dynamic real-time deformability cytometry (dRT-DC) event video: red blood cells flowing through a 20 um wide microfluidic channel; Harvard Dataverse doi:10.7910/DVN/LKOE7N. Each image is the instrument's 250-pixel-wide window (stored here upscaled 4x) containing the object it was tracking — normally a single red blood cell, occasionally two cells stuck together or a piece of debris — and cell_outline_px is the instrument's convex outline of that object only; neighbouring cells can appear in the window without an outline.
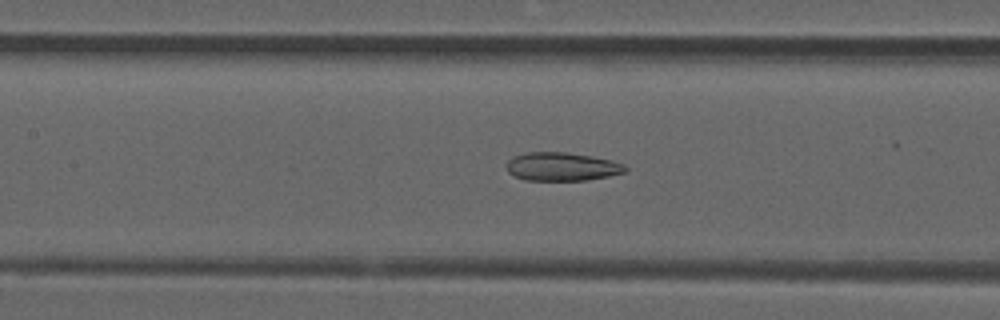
{"species": "common noctule bat (a hibernating species)", "species_latin": "Nyctalus noctula", "temperature_condition": "room temperature", "stored_images_in_passage": 53, "camera_frame_rate_fps": 3000, "um_per_image_px": 0.085, "animal": {"sex": "male", "forearm_length_mm": 52.5}, "frame": {"image": 1, "passage_image": 24, "time_ms": 7.667, "image_size_px": [1000, 320], "cell_outline_px": [[628, 168], [624, 172], [608, 176], [588, 180], [524, 180], [508, 172], [508, 160], [512, 156], [528, 152], [564, 152], [592, 156], [612, 160], [624, 164]], "centroid_in_image_um": [47.77, 14.16], "position_along_channel_um": 159.6, "area_um2": 19.59}}
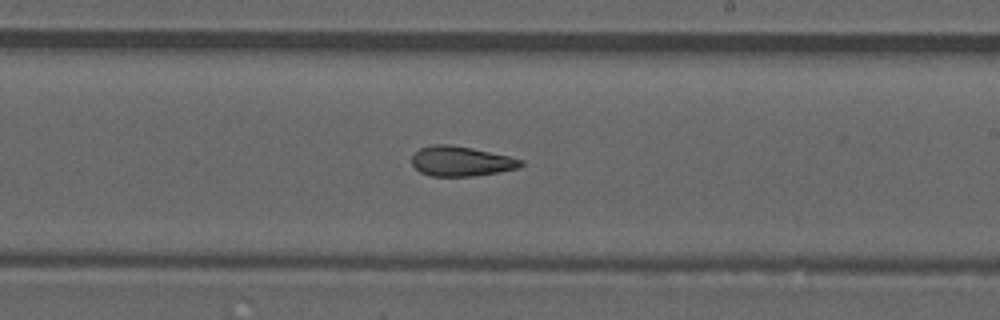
{"frame": {"image": 2, "passage_image": 31, "time_ms": 10.0, "image_size_px": [1000, 320], "cell_outline_px": [[524, 164], [520, 168], [472, 176], [432, 176], [420, 172], [412, 164], [412, 156], [420, 148], [432, 144], [448, 144], [472, 148], [508, 156], [524, 160]], "centroid_in_image_um": [39.19, 13.7], "position_along_channel_um": 249.8, "area_um2": 18.9}}
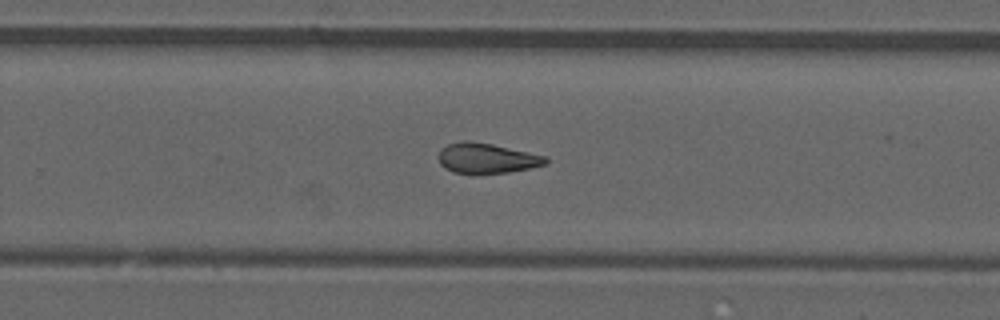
{"frame": {"image": 3, "passage_image": 34, "time_ms": 11.0, "image_size_px": [1000, 320], "cell_outline_px": [[548, 160], [544, 164], [528, 168], [508, 172], [452, 172], [444, 168], [440, 164], [436, 156], [448, 144], [460, 140], [468, 140], [492, 144], [548, 156]], "centroid_in_image_um": [41.34, 13.42], "position_along_channel_um": 288.5, "area_um2": 18.55}, "authors_computed_cell_mechanics": {"area_um2": 19.8832, "velocity_mm_per_s": 3.8764, "shape_relaxation_time_tau1_ms": null, "shape_relaxation_time_tau2_ms": 2.9277, "deformation_change_tau1": null, "deformation_change_tau2": 0.1046}}